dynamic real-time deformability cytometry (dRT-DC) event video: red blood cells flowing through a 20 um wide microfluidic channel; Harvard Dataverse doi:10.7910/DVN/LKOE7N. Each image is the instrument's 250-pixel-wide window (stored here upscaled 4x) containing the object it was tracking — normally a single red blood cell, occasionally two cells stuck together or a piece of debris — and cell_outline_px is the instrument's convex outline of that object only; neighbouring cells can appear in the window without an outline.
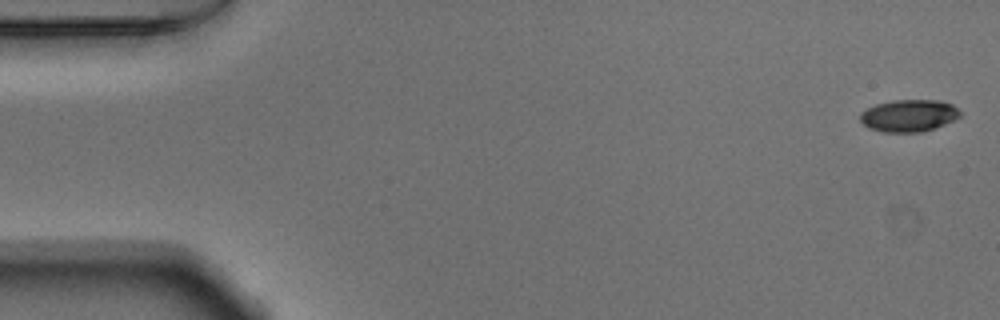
{"species": "Egyptian fruit bat (a non-hibernating species)", "species_latin": "Rousettus aegyptiacus", "temperature_condition": "warm", "stored_images_in_passage": 52, "camera_frame_rate_fps": 3000, "um_per_image_px": 0.085, "animal": {"sex": "male"}, "frame": {"image": 1, "passage_image": 1, "time_ms": 0.0, "image_size_px": [1000, 320], "cell_outline_px": [[960, 116], [944, 124], [920, 132], [884, 132], [868, 128], [860, 120], [860, 112], [876, 104], [892, 100], [940, 100], [952, 104], [960, 112]], "centroid_in_image_um": [77.22, 9.82], "position_along_channel_um": 7.8, "area_um2": 18.55}}
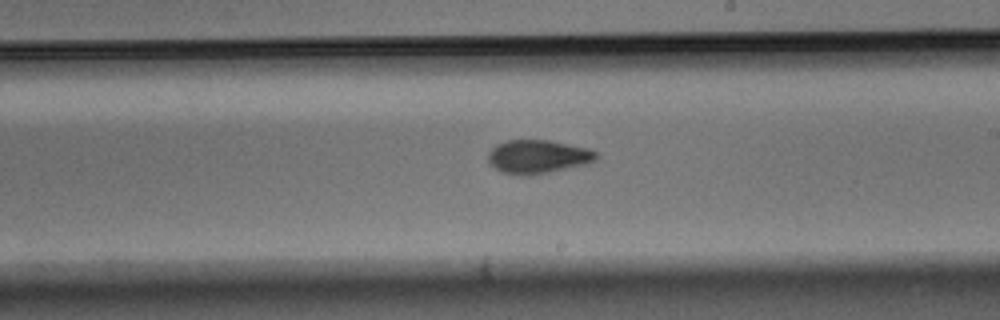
{"frame": {"image": 2, "passage_image": 30, "time_ms": 9.667, "image_size_px": [1000, 320], "cell_outline_px": [[600, 156], [596, 160], [588, 164], [528, 176], [520, 176], [500, 172], [488, 160], [488, 152], [496, 144], [508, 140], [548, 140], [588, 148], [596, 152]], "centroid_in_image_um": [45.73, 13.32], "position_along_channel_um": 243.3, "area_um2": 21.27}}
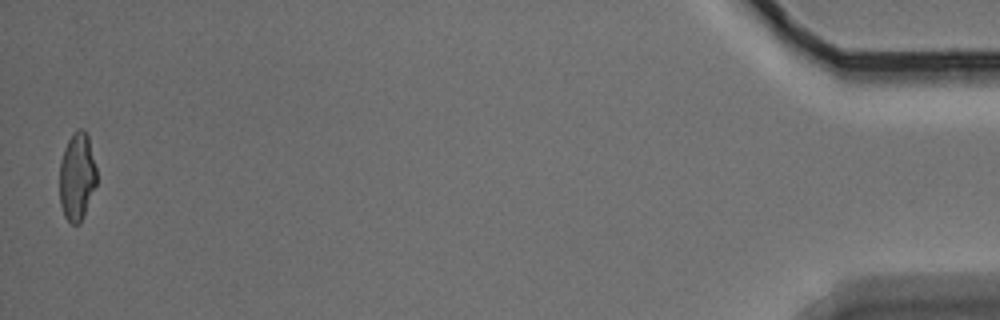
{"frame": {"image": 3, "passage_image": 52, "time_ms": 17.0, "image_size_px": [1000, 320], "cell_outline_px": [[96, 184], [84, 216], [80, 224], [72, 224], [64, 216], [60, 204], [60, 160], [64, 148], [72, 132], [80, 128], [84, 128], [88, 136], [96, 168]], "centroid_in_image_um": [6.54, 15.0], "position_along_channel_um": 428.7, "area_um2": 19.07}, "authors_computed_cell_mechanics": {"area_um2": 20.2011, "velocity_mm_per_s": 3.8184, "shape_relaxation_time_tau1_ms": 4.2834, "shape_relaxation_time_tau2_ms": 2.2905, "deformation_change_tau1": 0.1538, "deformation_change_tau2": 0.0848}}